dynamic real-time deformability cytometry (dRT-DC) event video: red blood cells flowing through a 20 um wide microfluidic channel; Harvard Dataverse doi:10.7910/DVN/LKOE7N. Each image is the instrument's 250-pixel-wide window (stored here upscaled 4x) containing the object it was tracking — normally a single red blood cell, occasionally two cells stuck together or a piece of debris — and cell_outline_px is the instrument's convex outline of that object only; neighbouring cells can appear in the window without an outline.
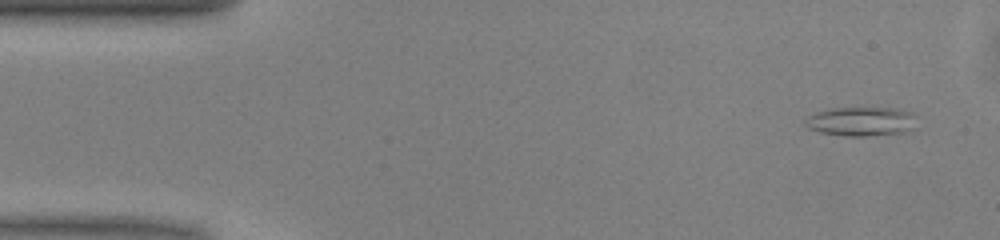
{"species": "common noctule bat (a hibernating species)", "species_latin": "Nyctalus noctula", "temperature_condition": "warm", "stored_images_in_passage": 48, "camera_frame_rate_fps": 3000, "um_per_image_px": 0.085, "animal": {"sex": "male", "body_mass_g": 13.0, "forearm_length_mm": 53.1}, "frame": {"image": 1, "passage_image": 1, "time_ms": 0.0, "image_size_px": [1000, 240], "cell_outline_px": [[916, 128], [904, 132], [864, 136], [844, 136], [820, 132], [808, 128], [804, 124], [804, 120], [808, 116], [816, 112], [832, 108], [896, 108], [912, 112], [916, 116]], "centroid_in_image_um": [73.22, 10.32], "position_along_channel_um": 11.8, "area_um2": 19.13}}
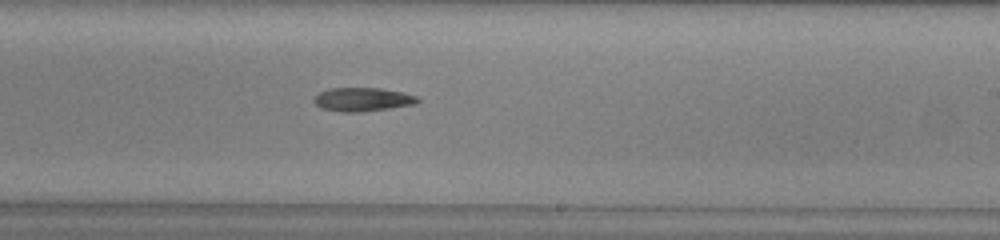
{"frame": {"image": 2, "passage_image": 27, "time_ms": 8.667, "image_size_px": [1000, 240], "cell_outline_px": [[420, 100], [416, 104], [360, 112], [340, 112], [320, 108], [312, 100], [320, 92], [328, 88], [380, 88], [404, 92], [416, 96]], "centroid_in_image_um": [30.81, 8.45], "position_along_channel_um": 258.2, "area_um2": 14.33}}
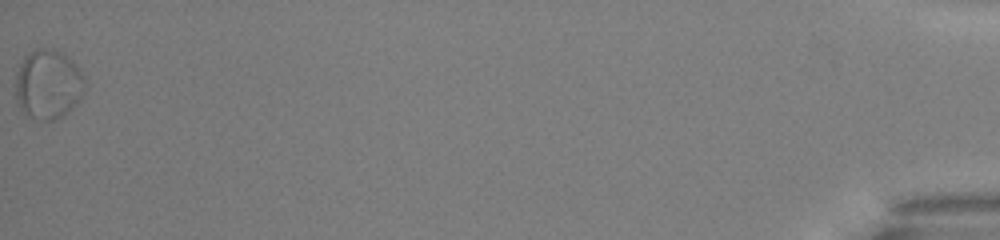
{"frame": {"image": 3, "passage_image": 48, "time_ms": 15.667, "image_size_px": [1000, 240], "cell_outline_px": [[84, 88], [80, 96], [60, 116], [52, 120], [40, 120], [32, 116], [20, 108], [16, 96], [16, 76], [20, 64], [24, 56], [28, 52], [36, 48], [44, 48], [60, 52], [80, 72], [84, 80]], "centroid_in_image_um": [4.02, 7.14], "position_along_channel_um": 431.2, "area_um2": 26.76}, "authors_computed_cell_mechanics": {"area_um2": 15.7505, "velocity_mm_per_s": 4.0505, "shape_relaxation_time_tau1_ms": 6.2789, "shape_relaxation_time_tau2_ms": null, "deformation_change_tau1": 0.1451, "deformation_change_tau2": null}}